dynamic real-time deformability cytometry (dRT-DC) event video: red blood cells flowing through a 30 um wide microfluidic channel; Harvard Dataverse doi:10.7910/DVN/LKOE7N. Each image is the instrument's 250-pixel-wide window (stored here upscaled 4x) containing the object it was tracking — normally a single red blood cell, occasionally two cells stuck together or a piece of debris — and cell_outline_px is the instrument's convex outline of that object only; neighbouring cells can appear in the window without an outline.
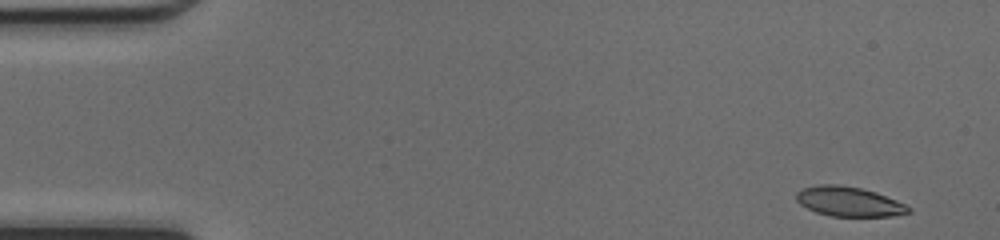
{"species": "common noctule bat (a hibernating species)", "species_latin": "Nyctalus noctula", "temperature_condition": "cold", "stored_images_in_passage": 46, "camera_frame_rate_fps": 3000, "um_per_image_px": 0.085, "animal": {"sex": "female", "body_mass_g": 17.0, "forearm_length_mm": 48.0}, "frame": {"image": 1, "passage_image": 1, "time_ms": 0.0, "image_size_px": [1000, 240], "cell_outline_px": [[912, 212], [892, 216], [832, 216], [816, 212], [800, 204], [796, 200], [796, 192], [800, 188], [816, 184], [840, 184], [860, 188], [876, 192], [896, 200], [912, 208]], "centroid_in_image_um": [72.14, 17.12], "position_along_channel_um": 12.9, "area_um2": 19.54}}
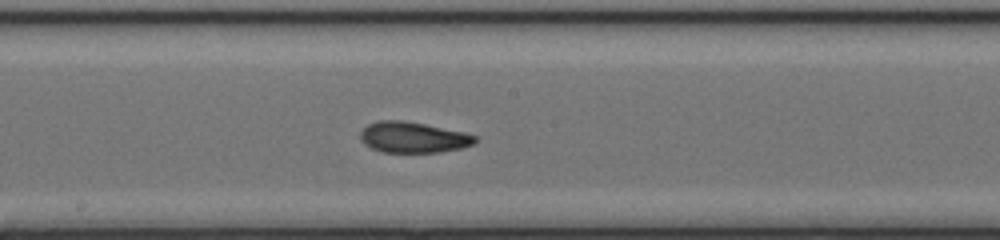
{"frame": {"image": 2, "passage_image": 24, "time_ms": 7.667, "image_size_px": [1000, 240], "cell_outline_px": [[480, 140], [472, 144], [460, 148], [440, 152], [384, 152], [372, 148], [364, 144], [360, 140], [360, 132], [368, 124], [380, 120], [400, 120], [424, 124], [464, 132], [476, 136]], "centroid_in_image_um": [35.11, 11.67], "position_along_channel_um": 213.1, "area_um2": 20.52}}
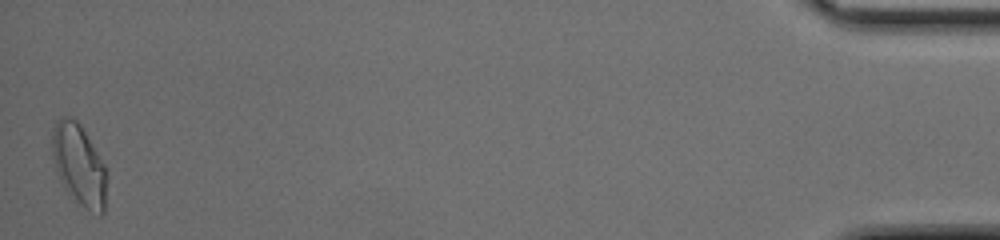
{"frame": {"image": 3, "passage_image": 46, "time_ms": 15.0, "image_size_px": [1000, 240], "cell_outline_px": [[108, 176], [104, 212], [100, 216], [84, 208], [72, 200], [64, 188], [60, 180], [56, 168], [52, 152], [52, 132], [56, 120], [60, 116], [68, 116], [76, 120], [80, 124], [104, 164]], "centroid_in_image_um": [6.73, 14.06], "position_along_channel_um": 428.5, "area_um2": 26.18}, "authors_computed_cell_mechanics": {"area_um2": 20.8369, "velocity_mm_per_s": 4.2728, "shape_relaxation_time_tau1_ms": 5.8898, "shape_relaxation_time_tau2_ms": 1.9091, "deformation_change_tau1": 0.1782, "deformation_change_tau2": 0.0763}}